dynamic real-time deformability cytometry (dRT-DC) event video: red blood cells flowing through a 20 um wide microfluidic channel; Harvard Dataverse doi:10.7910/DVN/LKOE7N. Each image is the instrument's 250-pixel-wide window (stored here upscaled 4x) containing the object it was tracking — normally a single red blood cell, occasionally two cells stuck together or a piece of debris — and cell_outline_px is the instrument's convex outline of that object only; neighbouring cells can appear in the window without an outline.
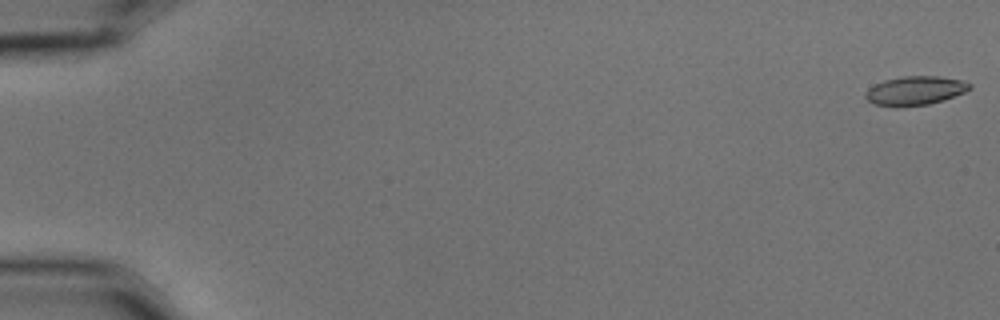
{"species": "common noctule bat (a hibernating species)", "species_latin": "Nyctalus noctula", "temperature_condition": "cold", "stored_images_in_passage": 57, "camera_frame_rate_fps": 3000, "um_per_image_px": 0.085, "animal": {"sex": "male", "body_mass_g": 15.6}, "frame": {"image": 1, "passage_image": 1, "time_ms": 0.0, "image_size_px": [1000, 320], "cell_outline_px": [[972, 88], [964, 92], [944, 100], [928, 104], [896, 108], [876, 104], [868, 100], [864, 96], [864, 92], [868, 88], [884, 80], [904, 76], [940, 76], [960, 80], [972, 84]], "centroid_in_image_um": [77.77, 7.71], "position_along_channel_um": 7.2, "area_um2": 17.69}}
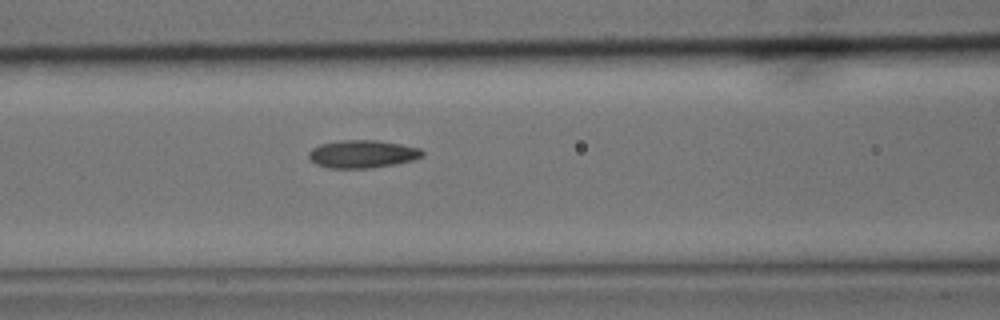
{"frame": {"image": 2, "passage_image": 25, "time_ms": 8.0, "image_size_px": [1000, 320], "cell_outline_px": [[424, 156], [412, 160], [396, 164], [372, 168], [328, 168], [316, 164], [308, 156], [308, 152], [312, 148], [320, 144], [340, 140], [376, 140], [400, 144], [420, 148], [424, 152]], "centroid_in_image_um": [30.81, 13.09], "position_along_channel_um": 135.8, "area_um2": 18.5}}
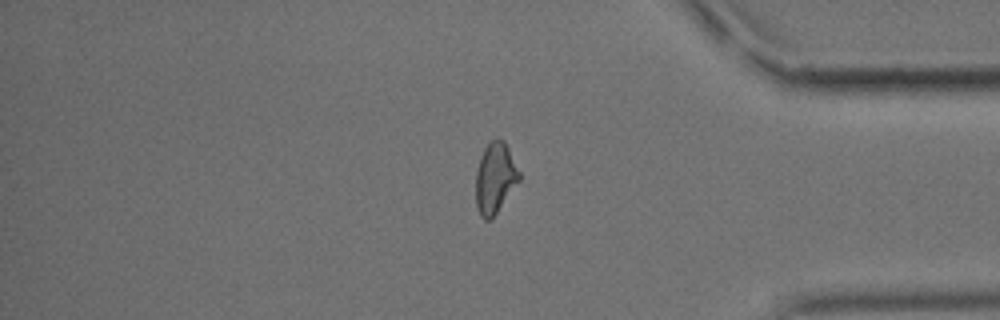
{"frame": {"image": 3, "passage_image": 48, "time_ms": 15.667, "image_size_px": [1000, 320], "cell_outline_px": [[520, 180], [492, 220], [484, 220], [480, 216], [476, 208], [476, 172], [480, 156], [484, 148], [492, 140], [504, 140], [520, 172]], "centroid_in_image_um": [42.07, 15.18], "position_along_channel_um": 393.1, "area_um2": 17.98}, "authors_computed_cell_mechanics": {"area_um2": 17.8024, "velocity_mm_per_s": 3.6035, "shape_relaxation_time_tau1_ms": 8.7701, "shape_relaxation_time_tau2_ms": 2.8673, "deformation_change_tau1": 0.2055, "deformation_change_tau2": 0.0944}}